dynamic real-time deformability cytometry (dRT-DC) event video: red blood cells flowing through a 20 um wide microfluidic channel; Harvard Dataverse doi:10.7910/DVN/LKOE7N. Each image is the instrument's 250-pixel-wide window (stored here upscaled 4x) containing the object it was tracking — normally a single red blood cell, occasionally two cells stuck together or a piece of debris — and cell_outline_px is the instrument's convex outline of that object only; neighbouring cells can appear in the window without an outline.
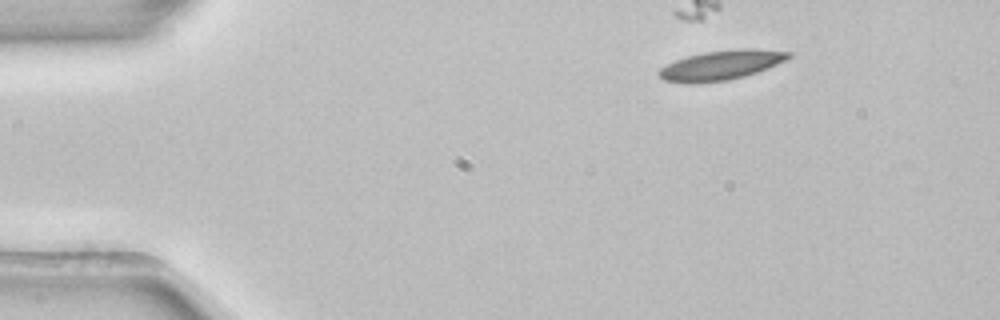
{"species": "common noctule bat (a hibernating species)", "species_latin": "Nyctalus noctula", "temperature_condition": "room temperature", "stored_images_in_passage": 3, "camera_frame_rate_fps": 3000, "um_per_image_px": 0.085, "animal": {"sex": "female", "body_mass_g": 22.7, "forearm_length_mm": 54.2}, "frame": {"image": 1, "passage_image": 1, "time_ms": 0.0, "image_size_px": [1000, 320], "cell_outline_px": [[792, 56], [768, 68], [744, 76], [728, 80], [692, 84], [664, 80], [656, 72], [660, 68], [676, 60], [688, 56], [704, 52], [740, 48], [756, 48], [792, 52]], "centroid_in_image_um": [61.3, 5.53], "position_along_channel_um": 23.7, "area_um2": 22.31}}